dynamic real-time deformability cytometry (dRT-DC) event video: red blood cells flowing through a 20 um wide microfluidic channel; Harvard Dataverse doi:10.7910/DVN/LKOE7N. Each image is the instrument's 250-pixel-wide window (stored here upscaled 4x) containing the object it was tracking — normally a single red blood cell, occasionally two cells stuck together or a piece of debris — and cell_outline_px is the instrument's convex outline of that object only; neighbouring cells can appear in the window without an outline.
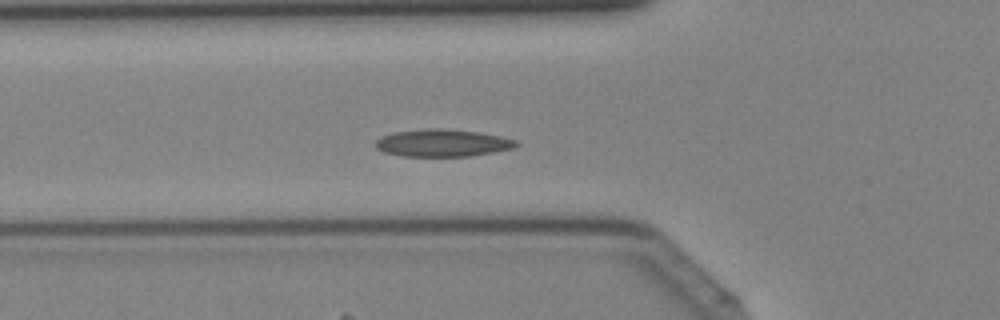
{"species": "Egyptian fruit bat (a non-hibernating species)", "species_latin": "Rousettus aegyptiacus", "temperature_condition": "cold", "stored_images_in_passage": 31, "camera_frame_rate_fps": 3000, "um_per_image_px": 0.085, "animal": {"sex": "female"}, "frame": {"image": 1, "passage_image": 6, "time_ms": 1.667, "image_size_px": [1000, 320], "cell_outline_px": [[520, 144], [512, 148], [492, 152], [468, 156], [404, 156], [384, 152], [376, 148], [376, 140], [380, 136], [392, 132], [428, 128], [444, 128], [476, 132], [500, 136], [516, 140]], "centroid_in_image_um": [37.57, 12.14], "position_along_channel_um": 88.2, "area_um2": 22.31}}
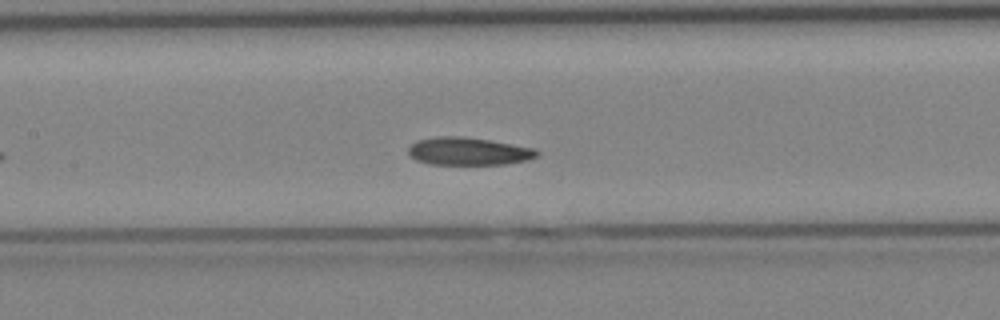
{"frame": {"image": 2, "passage_image": 11, "time_ms": 3.333, "image_size_px": [1000, 320], "cell_outline_px": [[540, 156], [528, 160], [504, 164], [428, 164], [416, 160], [408, 156], [408, 148], [416, 140], [436, 136], [464, 136], [536, 148], [540, 152]], "centroid_in_image_um": [39.82, 12.86], "position_along_channel_um": 167.6, "area_um2": 21.04}}
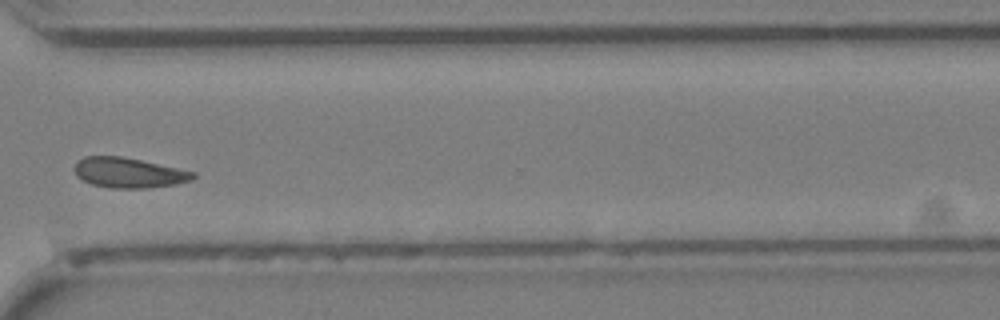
{"frame": {"image": 3, "passage_image": 23, "time_ms": 7.333, "image_size_px": [1000, 320], "cell_outline_px": [[196, 176], [192, 180], [176, 184], [148, 188], [112, 188], [92, 184], [76, 176], [76, 160], [84, 156], [120, 156], [140, 160], [196, 172]], "centroid_in_image_um": [10.95, 14.68], "position_along_channel_um": 359.6, "area_um2": 20.69}}